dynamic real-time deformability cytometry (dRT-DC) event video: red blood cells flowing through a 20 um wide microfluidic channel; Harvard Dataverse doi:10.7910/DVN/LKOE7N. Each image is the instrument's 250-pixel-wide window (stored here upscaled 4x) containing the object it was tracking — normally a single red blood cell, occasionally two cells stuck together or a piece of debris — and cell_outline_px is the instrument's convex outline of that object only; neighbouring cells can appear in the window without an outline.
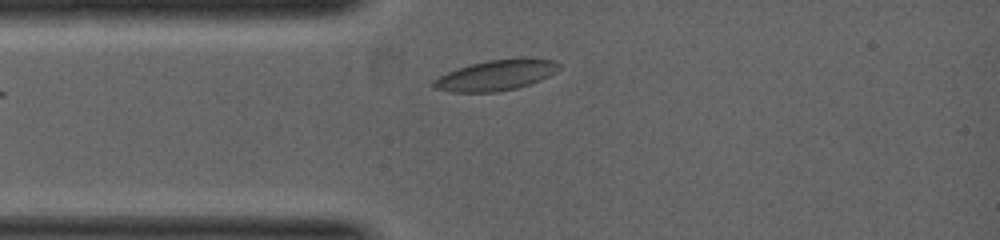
{"species": "common noctule bat (a hibernating species)", "species_latin": "Nyctalus noctula", "temperature_condition": "warm", "stored_images_in_passage": 2, "camera_frame_rate_fps": 5000, "um_per_image_px": 0.085, "animal": {"sex": "female", "body_mass_g": 19.0, "forearm_length_mm": 53.3}, "frame": {"image": 1, "passage_image": 2, "time_ms": 0.4, "image_size_px": [1000, 240], "cell_outline_px": [[560, 68], [548, 76], [540, 80], [516, 88], [496, 92], [452, 92], [432, 88], [432, 80], [448, 72], [472, 64], [488, 60], [552, 60], [560, 64]], "centroid_in_image_um": [42.08, 6.44], "position_along_channel_um": 42.9, "area_um2": 21.5}}